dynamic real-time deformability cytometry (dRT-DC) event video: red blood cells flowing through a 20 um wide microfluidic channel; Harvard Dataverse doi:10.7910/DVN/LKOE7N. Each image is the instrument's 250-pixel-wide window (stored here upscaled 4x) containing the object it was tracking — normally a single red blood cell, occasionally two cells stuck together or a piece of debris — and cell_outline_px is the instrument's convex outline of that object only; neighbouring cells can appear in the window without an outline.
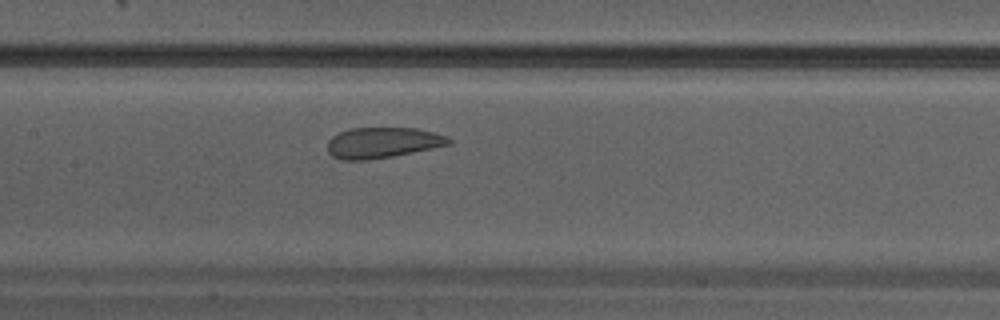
{"species": "Egyptian fruit bat (a non-hibernating species)", "species_latin": "Rousettus aegyptiacus", "temperature_condition": "warm", "stored_images_in_passage": 31, "camera_frame_rate_fps": 3000, "um_per_image_px": 0.085, "animal": {"sex": "male"}, "frame": {"image": 1, "passage_image": 14, "time_ms": 4.333, "image_size_px": [1000, 320], "cell_outline_px": [[452, 144], [392, 156], [364, 160], [340, 160], [332, 156], [328, 152], [328, 140], [332, 136], [340, 132], [352, 128], [416, 128], [448, 136], [452, 140]], "centroid_in_image_um": [32.51, 12.12], "position_along_channel_um": 174.9, "area_um2": 21.62}}
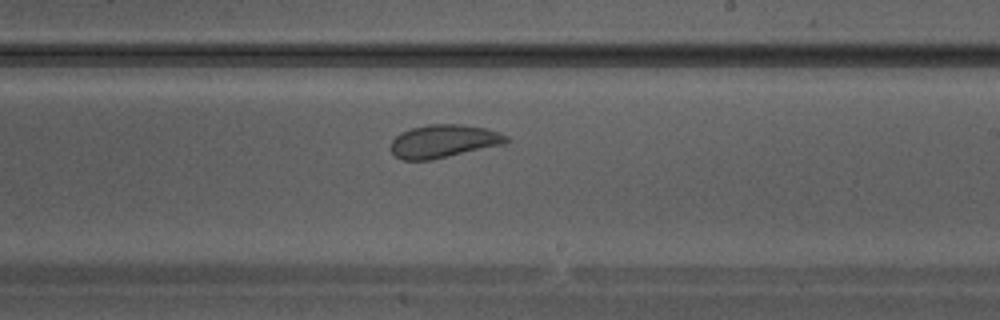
{"frame": {"image": 2, "passage_image": 18, "time_ms": 5.667, "image_size_px": [1000, 320], "cell_outline_px": [[508, 140], [504, 144], [432, 160], [404, 160], [396, 156], [392, 152], [392, 140], [400, 132], [412, 128], [428, 124], [460, 124], [488, 128], [500, 132], [508, 136]], "centroid_in_image_um": [37.73, 11.99], "position_along_channel_um": 251.3, "area_um2": 22.25}}